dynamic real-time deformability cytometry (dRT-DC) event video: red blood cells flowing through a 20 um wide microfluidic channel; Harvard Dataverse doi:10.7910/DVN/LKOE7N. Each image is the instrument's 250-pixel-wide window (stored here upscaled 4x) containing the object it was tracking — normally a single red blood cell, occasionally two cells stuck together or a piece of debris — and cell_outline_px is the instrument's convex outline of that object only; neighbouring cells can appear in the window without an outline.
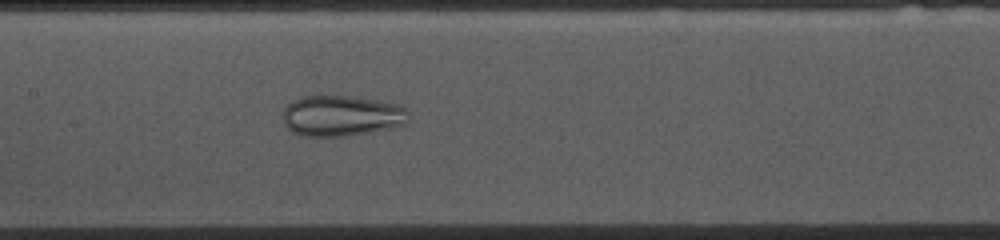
{"species": "common noctule bat (a hibernating species)", "species_latin": "Nyctalus noctula", "temperature_condition": "cold", "stored_images_in_passage": 53, "camera_frame_rate_fps": 3000, "um_per_image_px": 0.085, "animal": {"sex": "female", "body_mass_g": 10.0, "forearm_length_mm": 53.1}, "frame": {"image": 1, "passage_image": 24, "time_ms": 7.667, "image_size_px": [1000, 240], "cell_outline_px": [[408, 120], [404, 124], [388, 128], [368, 132], [344, 136], [300, 136], [292, 132], [284, 124], [284, 108], [292, 100], [300, 96], [316, 92], [356, 96], [380, 100], [396, 104], [404, 108], [408, 112]], "centroid_in_image_um": [28.96, 9.78], "position_along_channel_um": 178.4, "area_um2": 30.69}}
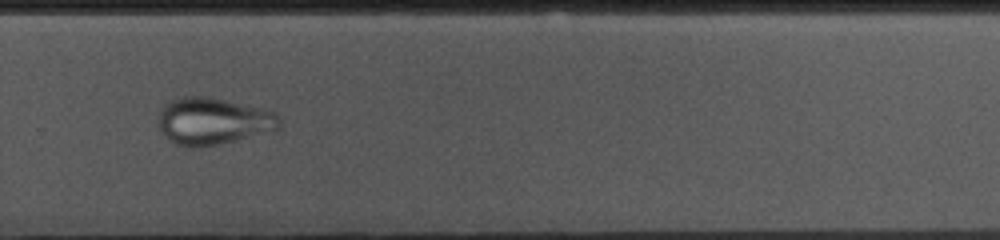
{"frame": {"image": 2, "passage_image": 35, "time_ms": 11.333, "image_size_px": [1000, 240], "cell_outline_px": [[280, 128], [216, 144], [176, 144], [168, 140], [160, 128], [160, 112], [172, 100], [184, 96], [208, 96], [260, 108], [276, 112], [280, 116]], "centroid_in_image_um": [18.14, 10.25], "position_along_channel_um": 311.7, "area_um2": 31.79}}
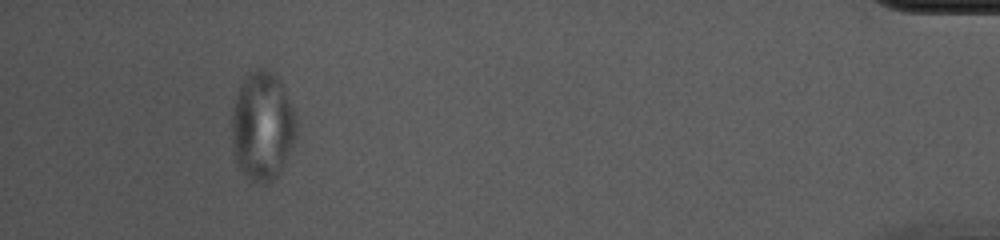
{"frame": {"image": 3, "passage_image": 49, "time_ms": 16.0, "image_size_px": [1000, 240], "cell_outline_px": [[296, 136], [292, 148], [284, 164], [276, 176], [268, 184], [256, 184], [240, 172], [236, 160], [232, 144], [232, 112], [240, 80], [256, 68], [264, 68], [272, 72], [280, 80], [296, 116]], "centroid_in_image_um": [22.29, 10.73], "position_along_channel_um": 412.9, "area_um2": 41.27}}